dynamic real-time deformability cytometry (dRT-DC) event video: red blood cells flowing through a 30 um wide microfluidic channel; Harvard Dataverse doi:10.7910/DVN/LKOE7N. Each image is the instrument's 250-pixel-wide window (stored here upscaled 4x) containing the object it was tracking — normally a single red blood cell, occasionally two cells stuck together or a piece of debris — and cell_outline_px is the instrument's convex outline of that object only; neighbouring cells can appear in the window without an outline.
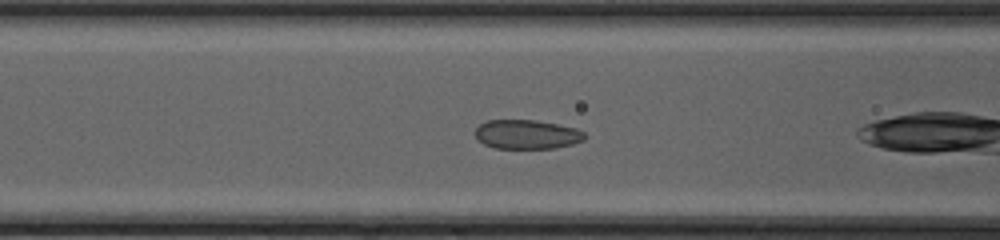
{"species": "common noctule bat (a hibernating species)", "species_latin": "Nyctalus noctula", "temperature_condition": "cold", "stored_images_in_passage": 34, "camera_frame_rate_fps": 3000, "um_per_image_px": 0.085, "animal": {"sex": "female", "body_mass_g": 20.0, "forearm_length_mm": 54.0}, "frame": {"image": 1, "passage_image": 5, "time_ms": 1.333, "image_size_px": [1000, 240], "cell_outline_px": [[588, 136], [584, 140], [572, 144], [556, 148], [496, 148], [484, 144], [476, 140], [472, 132], [484, 120], [536, 120], [576, 128], [584, 132]], "centroid_in_image_um": [44.75, 11.42], "position_along_channel_um": 121.9, "area_um2": 18.9}}
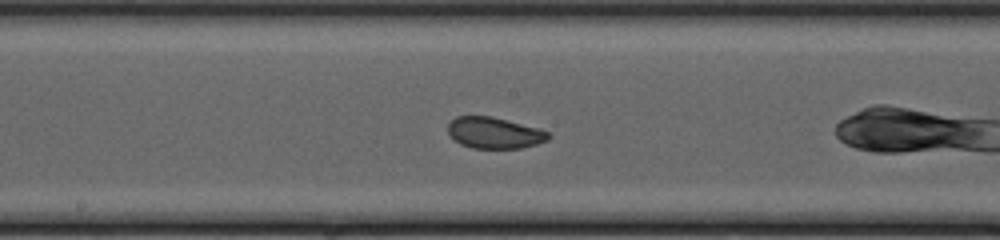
{"frame": {"image": 2, "passage_image": 11, "time_ms": 3.333, "image_size_px": [1000, 240], "cell_outline_px": [[552, 136], [548, 140], [536, 144], [520, 148], [472, 148], [460, 144], [452, 140], [448, 132], [448, 124], [456, 116], [492, 116], [540, 128], [548, 132]], "centroid_in_image_um": [42.02, 11.29], "position_along_channel_um": 206.2, "area_um2": 18.5}}
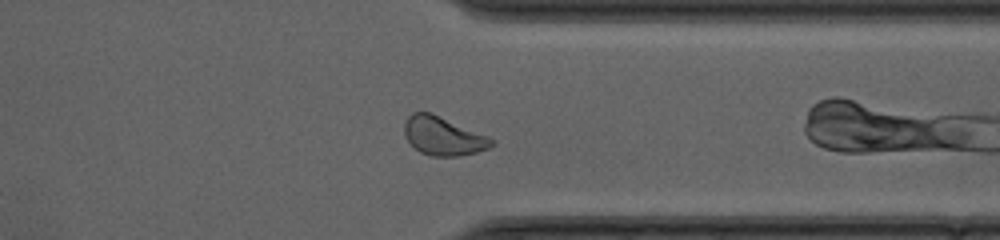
{"frame": {"image": 3, "passage_image": 23, "time_ms": 7.333, "image_size_px": [1000, 240], "cell_outline_px": [[496, 140], [488, 148], [476, 152], [460, 156], [432, 156], [420, 152], [408, 140], [404, 132], [404, 124], [408, 116], [412, 112], [432, 112], [488, 136]], "centroid_in_image_um": [37.67, 11.55], "position_along_channel_um": 373.7, "area_um2": 19.54}, "authors_computed_cell_mechanics": {"area_um2": 18.9295, "velocity_mm_per_s": 4.2071, "shape_relaxation_time_tau1_ms": 2.4358, "shape_relaxation_time_tau2_ms": 2.4631, "deformation_change_tau1": 0.0792, "deformation_change_tau2": 0.0489}}